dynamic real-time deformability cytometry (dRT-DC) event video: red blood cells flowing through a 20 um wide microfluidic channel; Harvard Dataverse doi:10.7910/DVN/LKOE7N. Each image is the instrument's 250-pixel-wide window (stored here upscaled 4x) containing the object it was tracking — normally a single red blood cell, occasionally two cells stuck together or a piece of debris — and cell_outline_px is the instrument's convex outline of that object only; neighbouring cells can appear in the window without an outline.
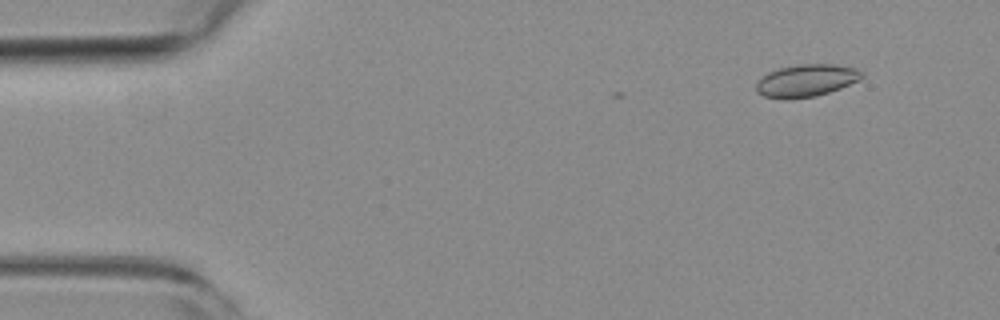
{"species": "common noctule bat (a hibernating species)", "species_latin": "Nyctalus noctula", "temperature_condition": "room temperature", "stored_images_in_passage": 3, "camera_frame_rate_fps": 3000, "um_per_image_px": 0.085, "animal": {"sex": "female", "body_mass_g": 19.3, "forearm_length_mm": 54.1}, "frame": {"image": 1, "passage_image": 1, "time_ms": 0.0, "image_size_px": [1000, 320], "cell_outline_px": [[864, 76], [860, 80], [840, 88], [816, 96], [788, 100], [784, 100], [764, 96], [756, 92], [756, 84], [768, 72], [780, 68], [800, 64], [836, 64], [856, 68], [864, 72]], "centroid_in_image_um": [68.56, 6.85], "position_along_channel_um": 16.4, "area_um2": 20.06}}